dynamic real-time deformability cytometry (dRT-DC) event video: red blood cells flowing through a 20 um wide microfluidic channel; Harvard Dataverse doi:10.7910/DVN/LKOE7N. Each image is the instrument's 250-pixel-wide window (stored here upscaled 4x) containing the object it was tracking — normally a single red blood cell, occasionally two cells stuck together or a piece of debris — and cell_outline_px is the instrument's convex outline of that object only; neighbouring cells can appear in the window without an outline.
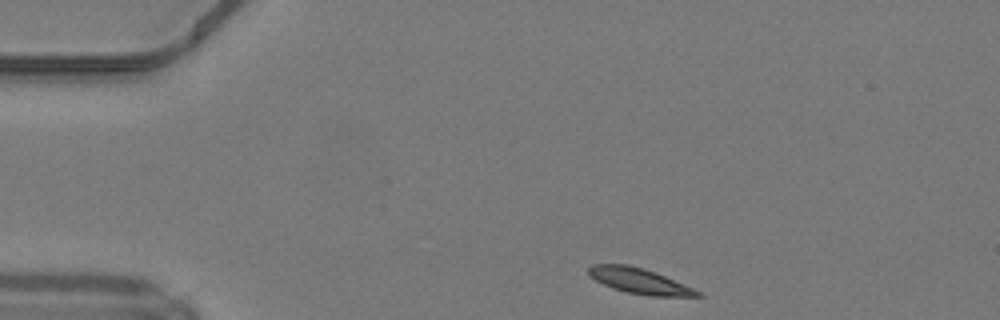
{"species": "common noctule bat (a hibernating species)", "species_latin": "Nyctalus noctula", "temperature_condition": "warm", "stored_images_in_passage": 42, "camera_frame_rate_fps": 3000, "um_per_image_px": 0.085, "animal": {"sex": "male", "body_mass_g": 19.2, "forearm_length_mm": 51.8}, "frame": {"image": 1, "passage_image": 1, "time_ms": 0.0, "image_size_px": [1000, 320], "cell_outline_px": [[704, 296], [648, 296], [628, 292], [612, 288], [588, 276], [588, 268], [592, 264], [628, 264], [644, 268], [656, 272], [692, 288], [700, 292]], "centroid_in_image_um": [54.31, 23.87], "position_along_channel_um": 30.7, "area_um2": 16.07}}
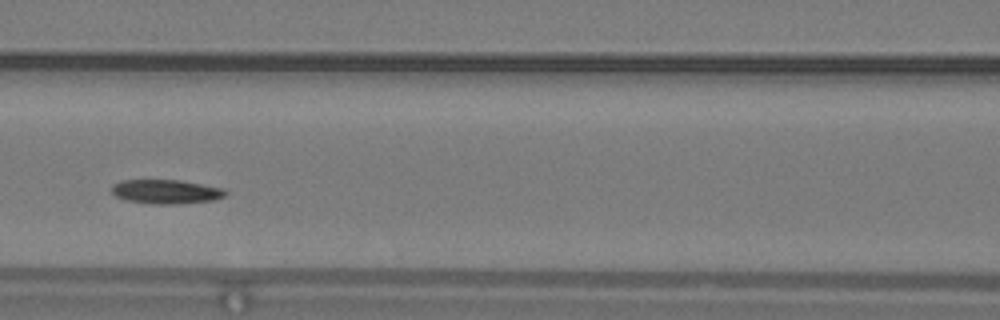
{"frame": {"image": 2, "passage_image": 14, "time_ms": 4.333, "image_size_px": [1000, 320], "cell_outline_px": [[228, 192], [224, 196], [212, 200], [180, 204], [152, 204], [128, 200], [116, 196], [112, 192], [112, 184], [120, 180], [180, 180], [224, 188]], "centroid_in_image_um": [14.12, 16.28], "position_along_channel_um": 152.5, "area_um2": 16.01}}
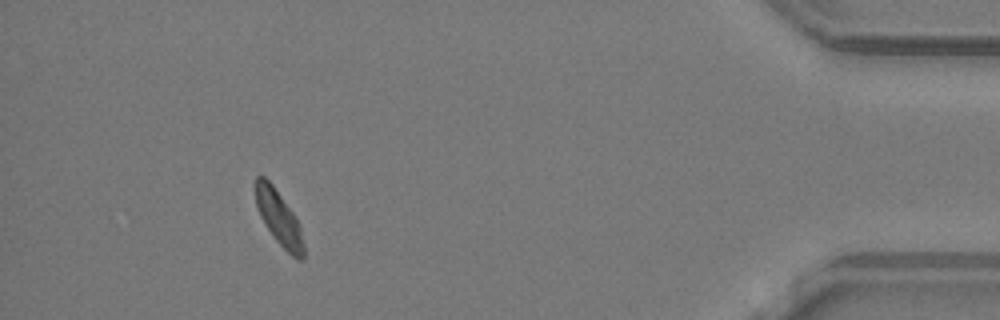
{"frame": {"image": 3, "passage_image": 37, "time_ms": 12.0, "image_size_px": [1000, 320], "cell_outline_px": [[304, 260], [296, 260], [276, 240], [264, 224], [260, 216], [256, 204], [252, 184], [256, 176], [264, 176], [272, 184], [292, 212], [300, 228], [304, 244]], "centroid_in_image_um": [23.66, 18.5], "position_along_channel_um": 411.5, "area_um2": 15.37}, "authors_computed_cell_mechanics": {"area_um2": 15.9239, "velocity_mm_per_s": 4.1784, "shape_relaxation_time_tau1_ms": null, "shape_relaxation_time_tau2_ms": 6.1265, "deformation_change_tau1": null, "deformation_change_tau2": 0.1024}}